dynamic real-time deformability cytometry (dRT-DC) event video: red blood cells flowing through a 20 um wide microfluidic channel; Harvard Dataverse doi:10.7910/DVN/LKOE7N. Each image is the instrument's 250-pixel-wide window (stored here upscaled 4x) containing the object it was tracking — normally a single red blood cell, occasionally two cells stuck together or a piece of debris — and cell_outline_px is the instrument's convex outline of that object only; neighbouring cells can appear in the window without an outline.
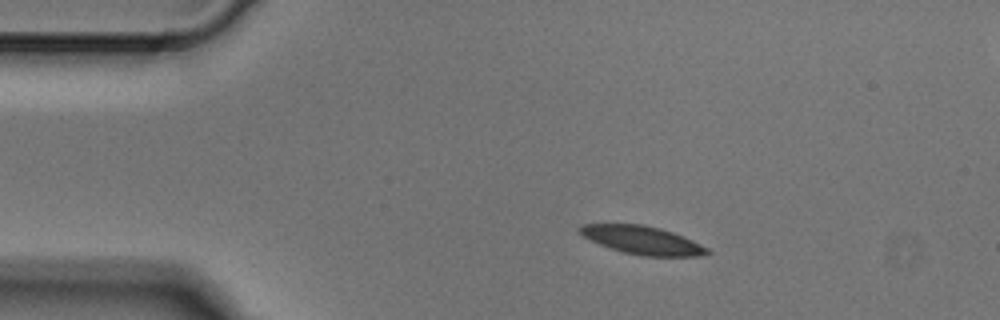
{"species": "Egyptian fruit bat (a non-hibernating species)", "species_latin": "Rousettus aegyptiacus", "temperature_condition": "cold", "stored_images_in_passage": 4, "segment_of_instrument_passage": [1, 2], "camera_frame_rate_fps": 3000, "um_per_image_px": 0.085, "animal": {"sex": "male"}, "frame": {"image": 1, "passage_image": 2, "time_ms": 0.333, "image_size_px": [1000, 320], "cell_outline_px": [[712, 252], [700, 256], [640, 256], [624, 252], [600, 244], [584, 236], [576, 228], [580, 224], [644, 224], [660, 228], [672, 232], [692, 240], [708, 248]], "centroid_in_image_um": [54.61, 20.41], "position_along_channel_um": 30.4, "area_um2": 20.81}}